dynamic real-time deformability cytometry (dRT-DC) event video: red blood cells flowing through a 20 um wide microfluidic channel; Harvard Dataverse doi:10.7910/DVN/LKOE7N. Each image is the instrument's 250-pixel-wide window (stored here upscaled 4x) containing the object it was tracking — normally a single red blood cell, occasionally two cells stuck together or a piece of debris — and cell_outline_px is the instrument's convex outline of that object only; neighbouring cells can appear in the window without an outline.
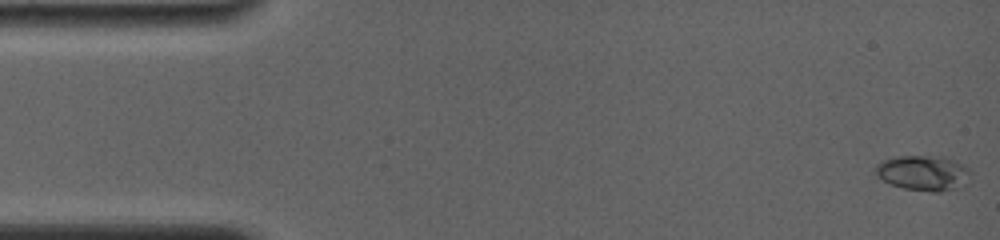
{"species": "common noctule bat (a hibernating species)", "species_latin": "Nyctalus noctula", "temperature_condition": "room temperature", "stored_images_in_passage": 30, "camera_frame_rate_fps": 4000, "um_per_image_px": 0.085, "animal": {"sex": "female", "body_mass_g": 19.0, "forearm_length_mm": 56.7}, "frame": {"image": 1, "passage_image": 1, "time_ms": 0.0, "image_size_px": [1000, 240], "cell_outline_px": [[972, 172], [968, 184], [964, 188], [940, 192], [932, 192], [904, 188], [892, 184], [876, 176], [876, 164], [884, 160], [896, 156], [944, 156], [968, 168]], "centroid_in_image_um": [78.55, 14.72], "position_along_channel_um": 6.4, "area_um2": 19.77}}
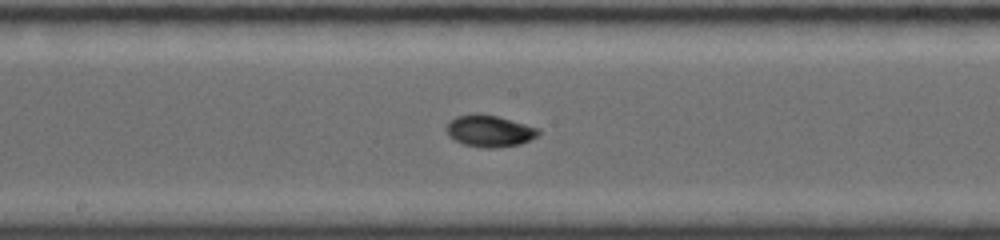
{"frame": {"image": 2, "passage_image": 16, "time_ms": 8.5, "image_size_px": [1000, 240], "cell_outline_px": [[540, 132], [536, 136], [520, 144], [496, 148], [488, 148], [464, 144], [448, 136], [444, 128], [448, 120], [456, 116], [476, 112], [496, 116], [540, 128]], "centroid_in_image_um": [41.55, 11.11], "position_along_channel_um": 206.7, "area_um2": 17.11}}
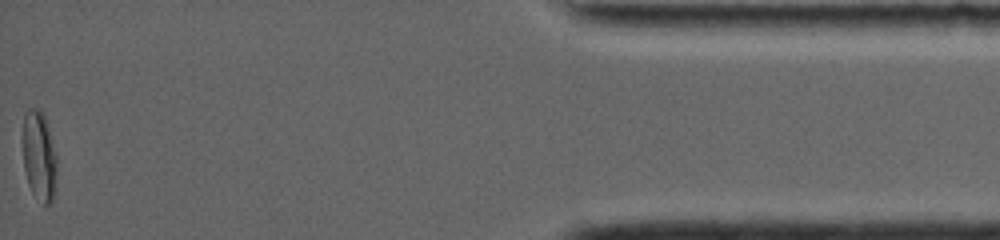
{"frame": {"image": 3, "passage_image": 30, "time_ms": 16.25, "image_size_px": [1000, 240], "cell_outline_px": [[56, 172], [52, 204], [44, 204], [32, 192], [28, 184], [24, 168], [24, 112], [28, 108], [40, 108], [48, 124], [56, 156]], "centroid_in_image_um": [3.33, 13.23], "position_along_channel_um": 431.9, "area_um2": 17.57}, "authors_computed_cell_mechanics": {"area_um2": 16.5308, "velocity_mm_per_s": 3.8409, "shape_relaxation_time_tau1_ms": 6.1079, "shape_relaxation_time_tau2_ms": 1.2212, "deformation_change_tau1": 0.1788, "deformation_change_tau2": 0.0363}}